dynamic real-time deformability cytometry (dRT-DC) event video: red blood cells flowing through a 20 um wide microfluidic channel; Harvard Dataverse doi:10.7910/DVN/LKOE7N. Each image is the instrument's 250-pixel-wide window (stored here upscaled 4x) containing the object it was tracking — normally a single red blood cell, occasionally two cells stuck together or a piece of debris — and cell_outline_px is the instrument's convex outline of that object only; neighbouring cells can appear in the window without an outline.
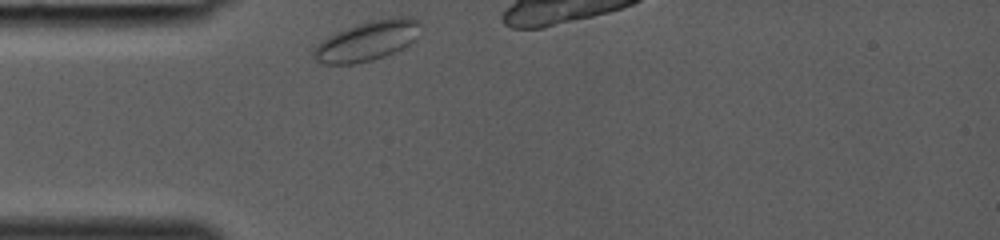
{"species": "common noctule bat (a hibernating species)", "species_latin": "Nyctalus noctula", "temperature_condition": "room temperature", "stored_images_in_passage": 8, "camera_frame_rate_fps": 3000, "um_per_image_px": 0.085, "animal": {"sex": "female", "body_mass_g": 19.0, "forearm_length_mm": 53.3}, "frame": {"image": 1, "passage_image": 1, "time_ms": 0.0, "image_size_px": [1000, 240], "cell_outline_px": [[420, 20], [412, 40], [408, 44], [384, 56], [372, 60], [352, 64], [324, 64], [316, 60], [312, 56], [312, 48], [316, 44], [328, 36], [356, 24], [396, 16], [408, 16]], "centroid_in_image_um": [31.12, 3.48], "position_along_channel_um": 53.9, "area_um2": 24.22}}
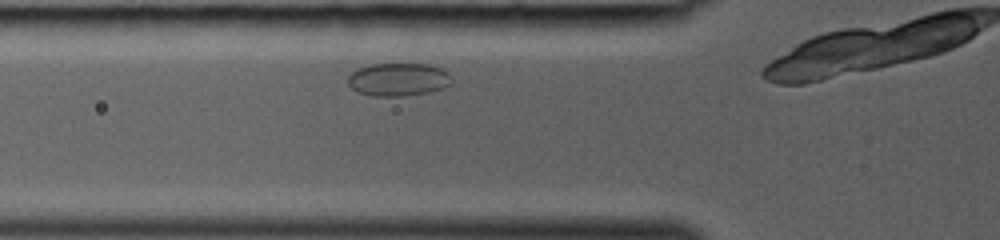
{"frame": {"image": 2, "passage_image": 4, "time_ms": 1.0, "image_size_px": [1000, 240], "cell_outline_px": [[452, 84], [444, 88], [428, 92], [404, 96], [372, 96], [356, 92], [348, 84], [348, 76], [356, 68], [372, 64], [428, 64], [440, 68], [448, 72], [452, 80]], "centroid_in_image_um": [33.85, 6.76], "position_along_channel_um": 92.0, "area_um2": 20.17}}
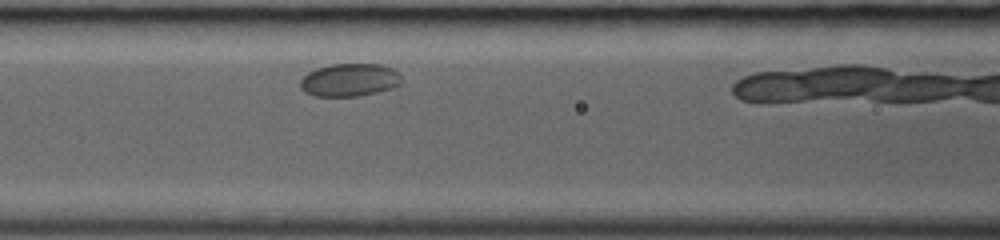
{"frame": {"image": 3, "passage_image": 7, "time_ms": 2.0, "image_size_px": [1000, 240], "cell_outline_px": [[400, 84], [392, 88], [360, 96], [316, 96], [304, 92], [300, 88], [300, 80], [308, 72], [316, 68], [332, 64], [380, 64], [392, 68], [400, 72]], "centroid_in_image_um": [29.7, 6.79], "position_along_channel_um": 136.9, "area_um2": 19.48}}